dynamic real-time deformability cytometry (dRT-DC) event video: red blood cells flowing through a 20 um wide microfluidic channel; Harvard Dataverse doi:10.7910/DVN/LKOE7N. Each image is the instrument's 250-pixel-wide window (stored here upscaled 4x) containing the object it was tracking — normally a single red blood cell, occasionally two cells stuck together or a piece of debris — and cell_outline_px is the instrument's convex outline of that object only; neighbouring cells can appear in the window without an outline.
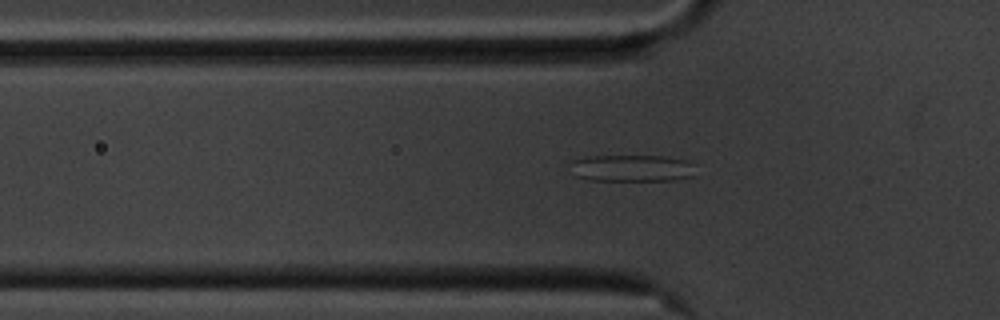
{"species": "common noctule bat (a hibernating species)", "species_latin": "Nyctalus noctula", "temperature_condition": "cold", "stored_images_in_passage": 37, "segment_of_instrument_passage": [1, 2], "camera_frame_rate_fps": 3000, "um_per_image_px": 0.085, "animal": {"sex": "male", "body_mass_g": 20.1, "forearm_length_mm": 53.5}, "frame": {"image": 1, "passage_image": 2, "time_ms": 0.333, "image_size_px": [1000, 320], "cell_outline_px": [[696, 164], [692, 176], [676, 180], [588, 180], [576, 176], [572, 160], [584, 156], [668, 156], [688, 160]], "centroid_in_image_um": [53.79, 14.28], "position_along_channel_um": 72.0, "area_um2": 19.65}}
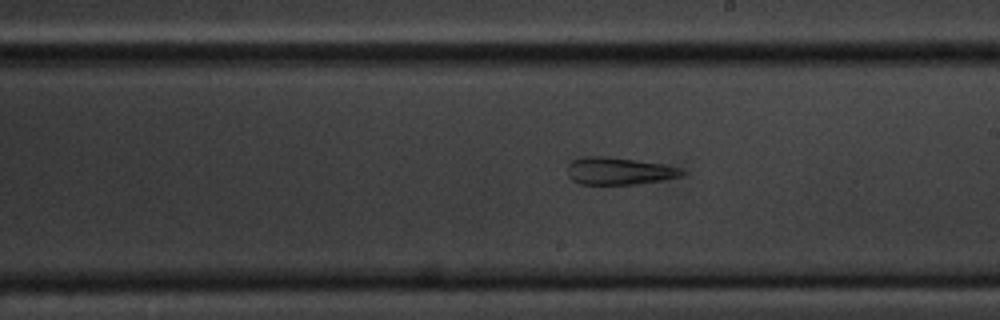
{"frame": {"image": 2, "passage_image": 16, "time_ms": 5.0, "image_size_px": [1000, 320], "cell_outline_px": [[688, 172], [684, 176], [636, 184], [580, 184], [572, 180], [568, 176], [568, 164], [572, 160], [580, 156], [608, 156], [664, 164], [680, 168]], "centroid_in_image_um": [52.62, 14.52], "position_along_channel_um": 236.4, "area_um2": 18.44}}
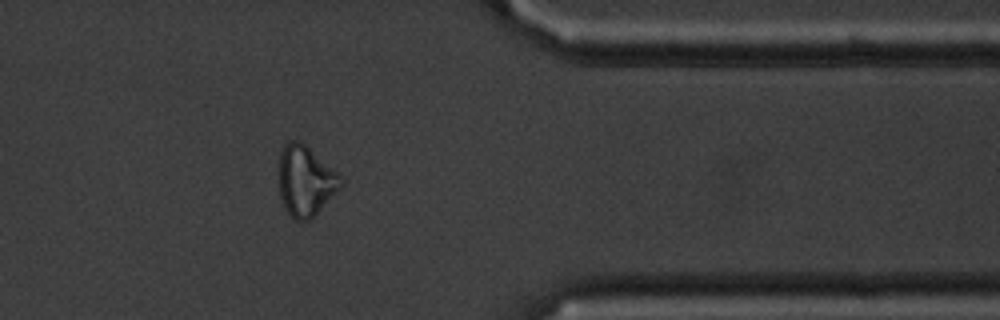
{"frame": {"image": 3, "passage_image": 30, "time_ms": 9.667, "image_size_px": [1000, 320], "cell_outline_px": [[344, 184], [316, 216], [312, 220], [296, 220], [284, 208], [280, 196], [280, 152], [284, 144], [288, 140], [300, 140], [336, 172], [344, 180]], "centroid_in_image_um": [25.98, 15.4], "position_along_channel_um": 385.4, "area_um2": 25.32}}